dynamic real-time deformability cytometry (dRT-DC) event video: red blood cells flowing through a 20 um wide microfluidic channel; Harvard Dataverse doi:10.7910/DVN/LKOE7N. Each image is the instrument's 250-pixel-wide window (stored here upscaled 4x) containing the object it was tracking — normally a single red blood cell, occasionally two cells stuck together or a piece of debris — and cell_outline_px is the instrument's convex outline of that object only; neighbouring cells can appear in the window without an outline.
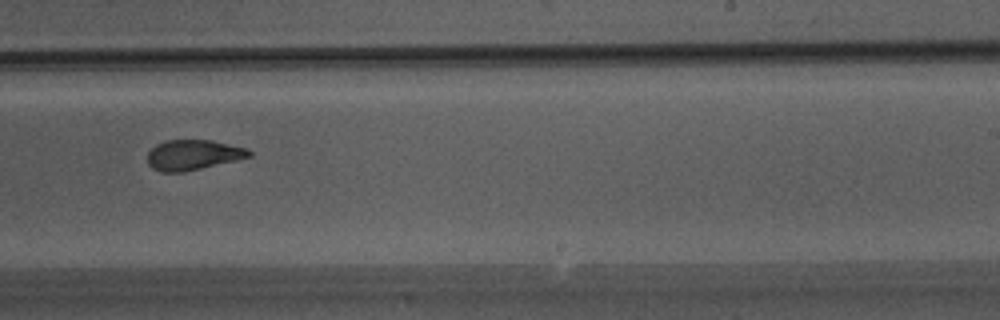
{"species": "Egyptian fruit bat (a non-hibernating species)", "species_latin": "Rousettus aegyptiacus", "temperature_condition": "warm", "stored_images_in_passage": 30, "camera_frame_rate_fps": 3000, "um_per_image_px": 0.085, "animal": {"sex": "male"}, "frame": {"image": 1, "passage_image": 18, "time_ms": 5.667, "image_size_px": [1000, 320], "cell_outline_px": [[252, 156], [236, 160], [184, 172], [160, 172], [152, 168], [148, 164], [148, 152], [156, 144], [168, 140], [212, 140], [244, 148], [252, 152]], "centroid_in_image_um": [16.38, 13.17], "position_along_channel_um": 272.6, "area_um2": 17.74}}